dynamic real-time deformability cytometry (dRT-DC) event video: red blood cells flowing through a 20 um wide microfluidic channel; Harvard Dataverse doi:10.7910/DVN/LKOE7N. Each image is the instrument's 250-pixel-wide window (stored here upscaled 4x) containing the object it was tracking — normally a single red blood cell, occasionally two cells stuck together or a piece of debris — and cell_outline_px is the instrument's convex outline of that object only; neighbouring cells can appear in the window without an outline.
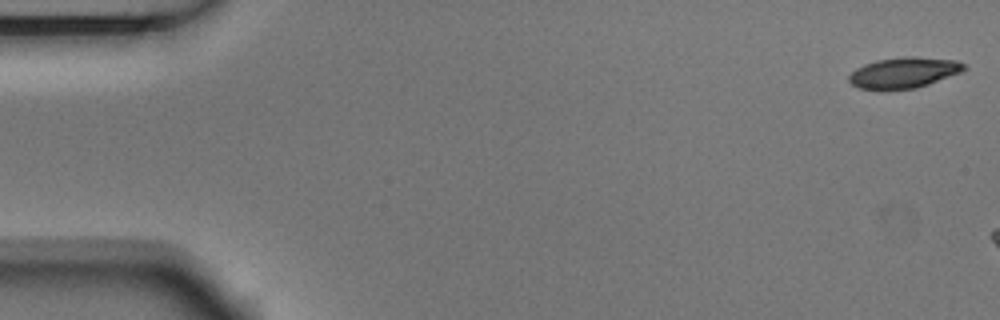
{"species": "Egyptian fruit bat (a non-hibernating species)", "species_latin": "Rousettus aegyptiacus", "temperature_condition": "room temperature", "stored_images_in_passage": 5, "camera_frame_rate_fps": 3000, "um_per_image_px": 0.085, "animal": {"sex": "male"}, "frame": {"image": 1, "passage_image": 1, "time_ms": 0.0, "image_size_px": [1000, 320], "cell_outline_px": [[968, 68], [960, 72], [928, 84], [916, 88], [884, 92], [860, 88], [852, 84], [848, 80], [848, 76], [856, 68], [864, 64], [876, 60], [904, 56], [916, 56], [956, 60], [964, 64]], "centroid_in_image_um": [76.78, 6.19], "position_along_channel_um": 8.2, "area_um2": 21.1}}
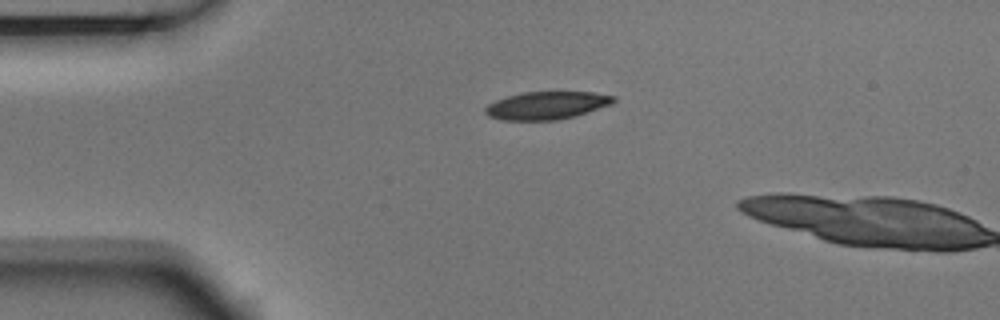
{"frame": {"image": 2, "passage_image": 4, "time_ms": 1.0, "image_size_px": [1000, 320], "cell_outline_px": [[616, 100], [612, 104], [576, 116], [556, 120], [500, 120], [488, 116], [484, 112], [484, 108], [488, 104], [496, 100], [508, 96], [524, 92], [592, 92], [616, 96]], "centroid_in_image_um": [46.47, 8.96], "position_along_channel_um": 38.5, "area_um2": 20.87}}